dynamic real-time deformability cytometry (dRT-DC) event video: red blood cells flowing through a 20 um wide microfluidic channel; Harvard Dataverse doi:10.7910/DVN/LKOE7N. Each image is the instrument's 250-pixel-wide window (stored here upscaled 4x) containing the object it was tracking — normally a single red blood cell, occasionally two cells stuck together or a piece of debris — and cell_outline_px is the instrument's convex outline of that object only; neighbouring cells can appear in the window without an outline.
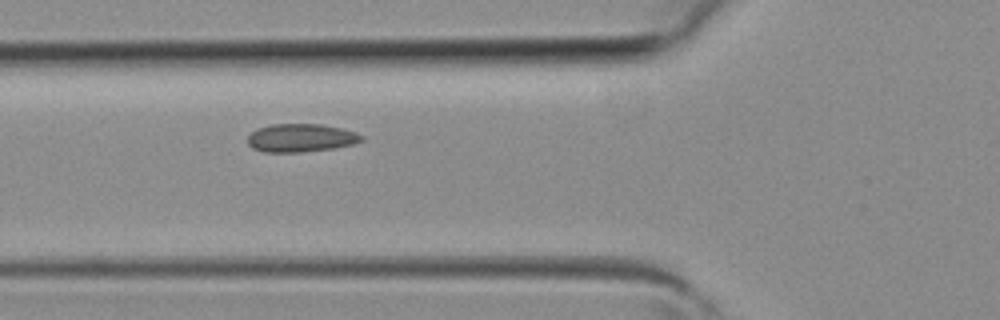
{"species": "common noctule bat (a hibernating species)", "species_latin": "Nyctalus noctula", "temperature_condition": "room temperature", "stored_images_in_passage": 4, "camera_frame_rate_fps": 3000, "um_per_image_px": 0.085, "animal": {"sex": "female", "body_mass_g": 19.3, "forearm_length_mm": 54.1}, "frame": {"image": 1, "passage_image": 4, "time_ms": 1.0, "image_size_px": [1000, 320], "cell_outline_px": [[364, 140], [352, 144], [332, 148], [300, 152], [264, 152], [252, 148], [248, 144], [248, 136], [256, 128], [272, 124], [320, 124], [340, 128], [356, 132], [364, 136]], "centroid_in_image_um": [25.56, 11.71], "position_along_channel_um": 100.2, "area_um2": 18.67}}